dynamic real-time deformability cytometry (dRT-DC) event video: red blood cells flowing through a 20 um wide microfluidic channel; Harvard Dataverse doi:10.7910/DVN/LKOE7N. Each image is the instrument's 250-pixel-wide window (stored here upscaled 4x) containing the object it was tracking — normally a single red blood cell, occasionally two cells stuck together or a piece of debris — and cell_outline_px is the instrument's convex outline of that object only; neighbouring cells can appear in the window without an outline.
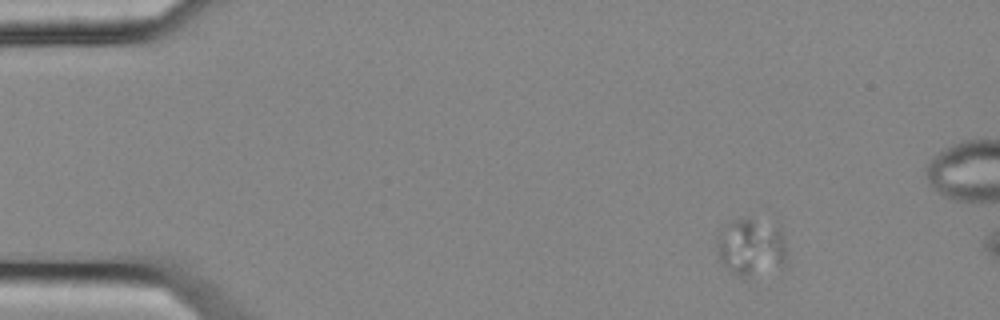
{"species": "common noctule bat (a hibernating species)", "species_latin": "Nyctalus noctula", "temperature_condition": "cold", "stored_images_in_passage": 5, "camera_frame_rate_fps": 3000, "um_per_image_px": 0.085, "animal": {"sex": "female", "body_mass_g": 25.1}, "frame": {"image": 1, "passage_image": 1, "time_ms": 0.0, "image_size_px": [1000, 320], "cell_outline_px": [[788, 264], [784, 268], [748, 280], [740, 276], [728, 268], [720, 260], [716, 252], [716, 240], [728, 224], [732, 220], [748, 216], [780, 224], [784, 236]], "centroid_in_image_um": [63.95, 21.02], "position_along_channel_um": 21.1, "area_um2": 24.8}}